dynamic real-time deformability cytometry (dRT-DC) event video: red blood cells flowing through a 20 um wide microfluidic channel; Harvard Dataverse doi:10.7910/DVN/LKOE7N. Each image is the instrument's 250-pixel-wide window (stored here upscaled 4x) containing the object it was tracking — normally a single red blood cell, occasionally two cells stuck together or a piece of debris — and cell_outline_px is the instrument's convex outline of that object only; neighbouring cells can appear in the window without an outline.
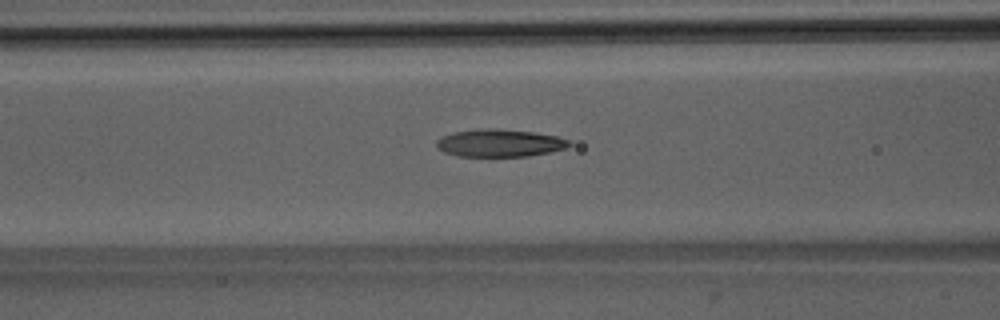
{"species": "Egyptian fruit bat (a non-hibernating species)", "species_latin": "Rousettus aegyptiacus", "temperature_condition": "room temperature", "stored_images_in_passage": 48, "camera_frame_rate_fps": 3000, "um_per_image_px": 0.085, "animal": {"sex": "male"}, "frame": {"image": 1, "passage_image": 22, "time_ms": 7.0, "image_size_px": [1000, 320], "cell_outline_px": [[572, 144], [564, 148], [548, 152], [528, 156], [456, 156], [444, 152], [436, 144], [436, 140], [444, 136], [456, 132], [484, 128], [496, 128], [536, 132], [556, 136], [568, 140]], "centroid_in_image_um": [42.48, 12.15], "position_along_channel_um": 124.1, "area_um2": 21.1}}
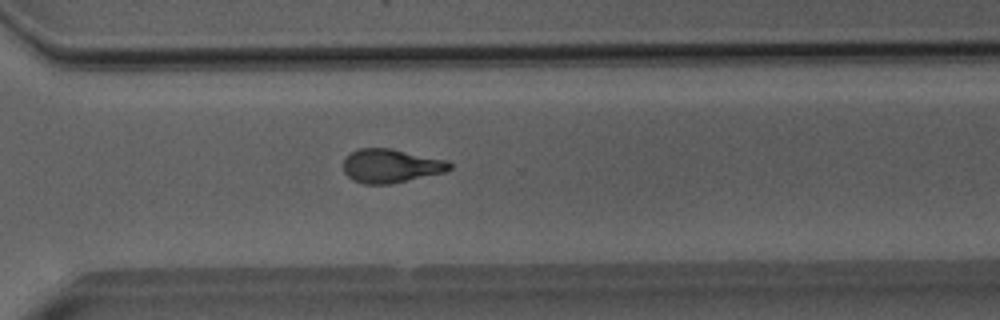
{"frame": {"image": 2, "passage_image": 38, "time_ms": 12.333, "image_size_px": [1000, 320], "cell_outline_px": [[452, 168], [444, 172], [392, 184], [364, 184], [352, 180], [344, 172], [344, 160], [352, 152], [360, 148], [392, 148], [448, 160], [452, 164]], "centroid_in_image_um": [33.25, 14.1], "position_along_channel_um": 337.4, "area_um2": 20.98}}
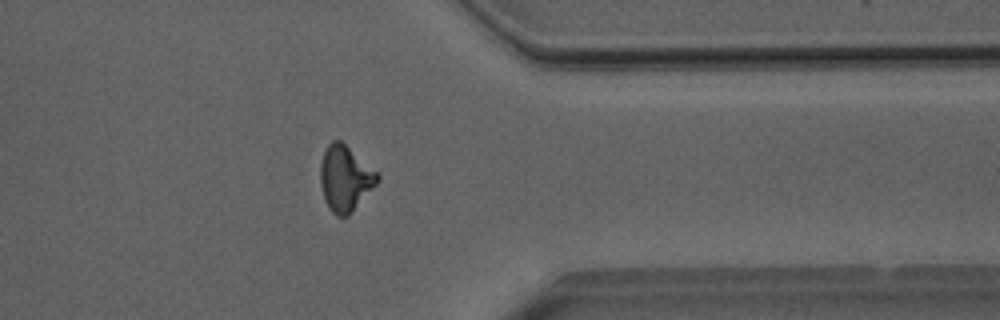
{"frame": {"image": 3, "passage_image": 42, "time_ms": 13.667, "image_size_px": [1000, 320], "cell_outline_px": [[380, 180], [352, 212], [348, 216], [336, 216], [328, 208], [324, 196], [320, 180], [320, 164], [324, 152], [328, 144], [332, 140], [340, 140], [380, 172]], "centroid_in_image_um": [29.37, 15.15], "position_along_channel_um": 382.0, "area_um2": 21.96}, "authors_computed_cell_mechanics": {"area_um2": 21.5305, "velocity_mm_per_s": 4.0033, "shape_relaxation_time_tau1_ms": 7.1217, "shape_relaxation_time_tau2_ms": 2.0897, "deformation_change_tau1": 0.2512, "deformation_change_tau2": 0.1098}}